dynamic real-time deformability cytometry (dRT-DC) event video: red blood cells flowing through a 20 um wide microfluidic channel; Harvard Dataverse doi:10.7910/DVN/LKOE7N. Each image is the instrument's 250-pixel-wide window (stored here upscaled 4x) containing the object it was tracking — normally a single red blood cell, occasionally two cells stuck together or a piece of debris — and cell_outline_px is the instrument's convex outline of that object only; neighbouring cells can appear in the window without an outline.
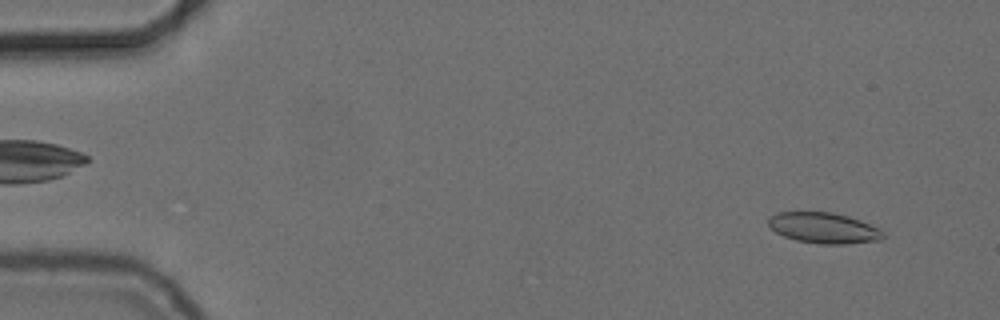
{"species": "common noctule bat (a hibernating species)", "species_latin": "Nyctalus noctula", "temperature_condition": "cold", "stored_images_in_passage": 52, "camera_frame_rate_fps": 3000, "um_per_image_px": 0.085, "animal": {"sex": "female", "body_mass_g": 24.6, "forearm_length_mm": 56.2}, "frame": {"image": 1, "passage_image": 4, "time_ms": 1.0, "image_size_px": [1000, 320], "cell_outline_px": [[884, 236], [880, 240], [844, 244], [820, 244], [796, 240], [784, 236], [776, 232], [768, 224], [768, 216], [776, 212], [832, 212], [848, 216], [880, 228], [884, 232]], "centroid_in_image_um": [70.0, 19.37], "position_along_channel_um": 15.0, "area_um2": 20.58}}
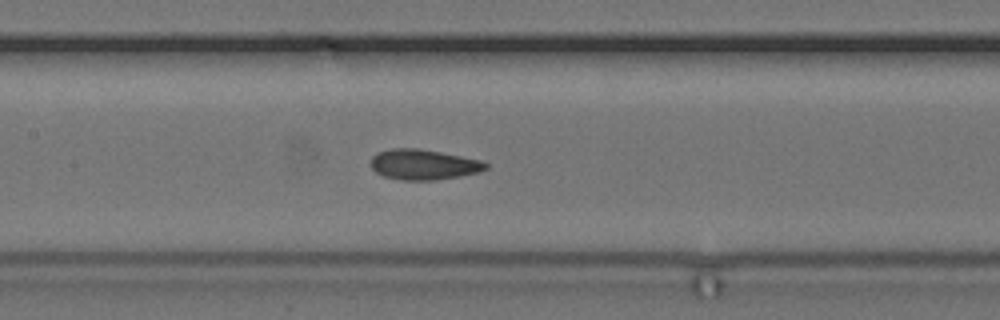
{"frame": {"image": 2, "passage_image": 26, "time_ms": 8.333, "image_size_px": [1000, 320], "cell_outline_px": [[488, 168], [480, 172], [460, 176], [436, 180], [400, 180], [384, 176], [376, 172], [372, 168], [372, 156], [376, 152], [392, 148], [416, 148], [440, 152], [480, 160], [488, 164]], "centroid_in_image_um": [36.0, 13.99], "position_along_channel_um": 171.4, "area_um2": 20.29}}
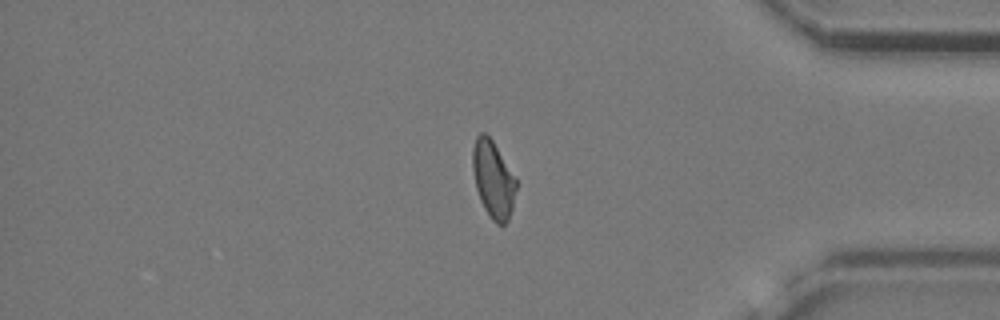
{"frame": {"image": 3, "passage_image": 46, "time_ms": 15.0, "image_size_px": [1000, 320], "cell_outline_px": [[516, 188], [512, 208], [508, 220], [504, 224], [496, 224], [492, 220], [484, 208], [480, 200], [476, 188], [472, 168], [472, 148], [476, 136], [480, 132], [484, 132], [492, 140], [516, 180]], "centroid_in_image_um": [41.89, 15.24], "position_along_channel_um": 393.3, "area_um2": 19.31}, "authors_computed_cell_mechanics": {"area_um2": 20.4901, "velocity_mm_per_s": 3.7011, "shape_relaxation_time_tau1_ms": 6.3746, "shape_relaxation_time_tau2_ms": 1.4071, "deformation_change_tau1": 0.1354, "deformation_change_tau2": 0.0626}}